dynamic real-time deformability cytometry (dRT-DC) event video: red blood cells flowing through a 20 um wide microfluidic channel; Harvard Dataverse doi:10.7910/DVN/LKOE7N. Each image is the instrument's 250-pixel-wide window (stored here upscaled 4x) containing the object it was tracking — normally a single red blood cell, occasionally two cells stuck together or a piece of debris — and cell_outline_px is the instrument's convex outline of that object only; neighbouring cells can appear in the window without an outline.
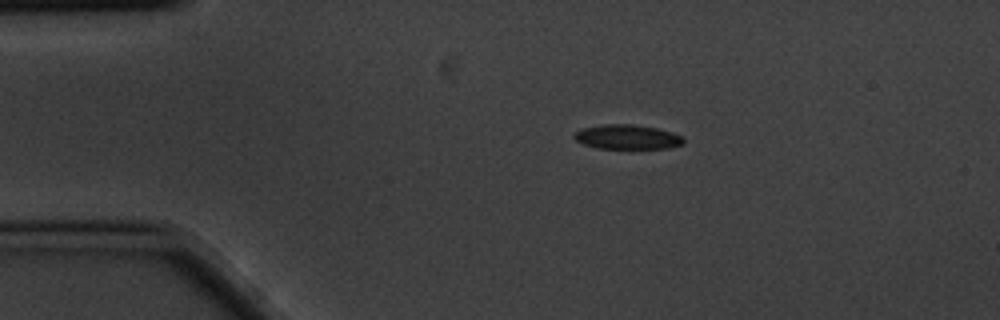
{"species": "common noctule bat (a hibernating species)", "species_latin": "Nyctalus noctula", "temperature_condition": "cold", "stored_images_in_passage": 3, "camera_frame_rate_fps": 3000, "um_per_image_px": 0.085, "animal": {"sex": "male", "body_mass_g": 20.1, "forearm_length_mm": 53.5}, "frame": {"image": 1, "passage_image": 1, "time_ms": 0.0, "image_size_px": [1000, 320], "cell_outline_px": [[684, 144], [668, 148], [596, 148], [584, 144], [576, 140], [572, 136], [572, 132], [580, 128], [604, 124], [632, 124], [656, 128], [672, 132], [684, 136]], "centroid_in_image_um": [53.29, 11.63], "position_along_channel_um": 31.7, "area_um2": 15.78}}
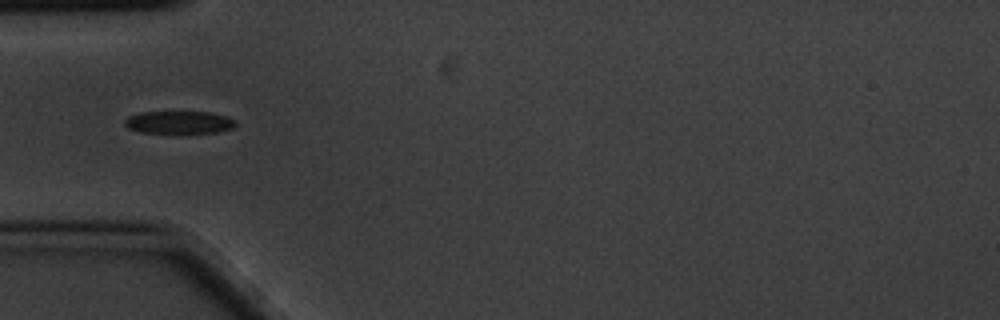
{"frame": {"image": 2, "passage_image": 3, "time_ms": 0.667, "image_size_px": [1000, 320], "cell_outline_px": [[236, 124], [232, 128], [216, 132], [140, 132], [128, 128], [124, 124], [124, 120], [128, 116], [140, 112], [208, 112], [224, 116], [236, 120]], "centroid_in_image_um": [15.18, 10.38], "position_along_channel_um": 69.8, "area_um2": 14.33}}